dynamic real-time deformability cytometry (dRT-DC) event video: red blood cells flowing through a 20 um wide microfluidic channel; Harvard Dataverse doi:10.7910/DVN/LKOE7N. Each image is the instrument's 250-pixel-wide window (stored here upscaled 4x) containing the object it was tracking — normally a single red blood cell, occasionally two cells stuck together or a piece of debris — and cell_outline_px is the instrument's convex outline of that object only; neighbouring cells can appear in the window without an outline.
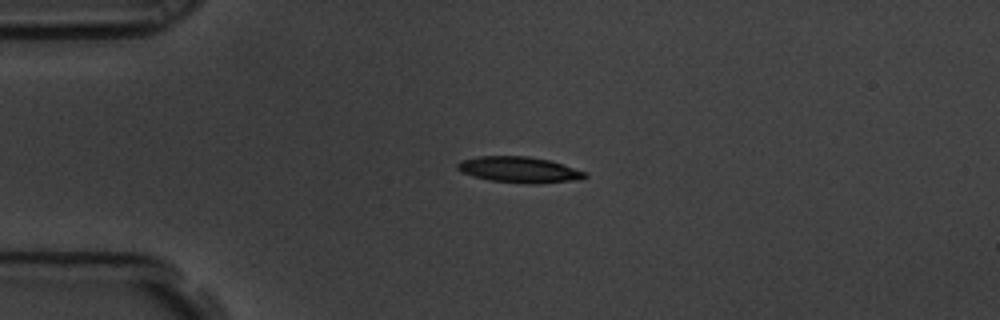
{"species": "common noctule bat (a hibernating species)", "species_latin": "Nyctalus noctula", "temperature_condition": "room temperature", "stored_images_in_passage": 5, "camera_frame_rate_fps": 3000, "um_per_image_px": 0.085, "animal": {"sex": "male", "body_mass_g": 19.5, "forearm_length_mm": 54.6}, "frame": {"image": 1, "passage_image": 3, "time_ms": 0.667, "image_size_px": [1000, 320], "cell_outline_px": [[588, 176], [580, 180], [536, 184], [528, 184], [488, 180], [472, 176], [460, 172], [456, 168], [456, 164], [460, 160], [480, 156], [528, 156], [548, 160], [588, 172]], "centroid_in_image_um": [44.13, 14.43], "position_along_channel_um": 40.9, "area_um2": 19.54}}
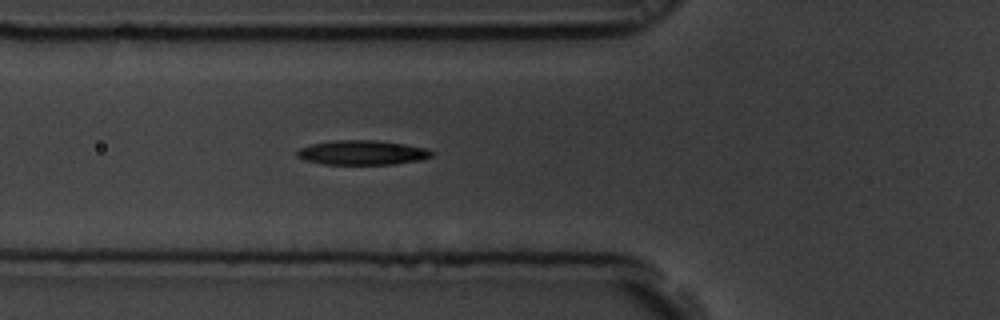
{"frame": {"image": 2, "passage_image": 5, "time_ms": 1.333, "image_size_px": [1000, 320], "cell_outline_px": [[432, 156], [420, 160], [396, 164], [320, 164], [304, 160], [296, 156], [296, 152], [300, 148], [312, 144], [336, 140], [376, 140], [404, 144], [428, 148], [432, 152]], "centroid_in_image_um": [30.78, 12.97], "position_along_channel_um": 95.0, "area_um2": 19.25}}